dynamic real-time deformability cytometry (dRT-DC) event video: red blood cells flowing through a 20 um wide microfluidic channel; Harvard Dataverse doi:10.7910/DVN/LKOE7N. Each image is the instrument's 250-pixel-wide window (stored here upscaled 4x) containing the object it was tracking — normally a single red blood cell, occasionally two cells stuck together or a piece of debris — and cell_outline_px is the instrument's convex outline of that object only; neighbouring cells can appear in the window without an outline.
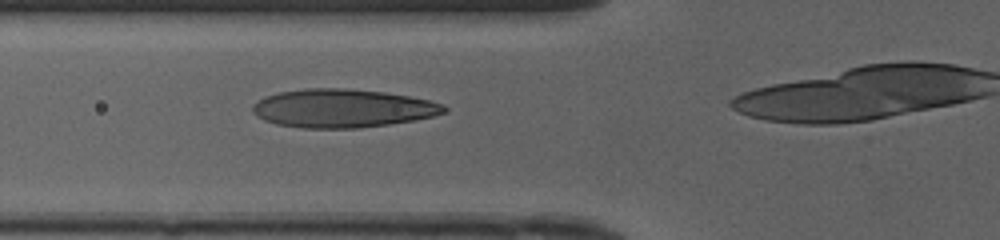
{"species": "human", "species_latin": "Homo sapiens", "temperature_condition": "cold", "stored_images_in_passage": 31, "camera_frame_rate_fps": 3000, "um_per_image_px": 0.085, "donor": {"sex": "female"}, "frame": {"image": 1, "passage_image": 13, "time_ms": 4.0, "image_size_px": [1000, 240], "cell_outline_px": [[448, 108], [444, 112], [436, 116], [416, 120], [360, 128], [300, 128], [276, 124], [264, 120], [256, 116], [252, 112], [252, 108], [264, 96], [280, 92], [308, 88], [340, 88], [384, 92], [408, 96], [428, 100], [444, 104]], "centroid_in_image_um": [29.13, 9.21], "position_along_channel_um": 96.7, "area_um2": 42.83}}
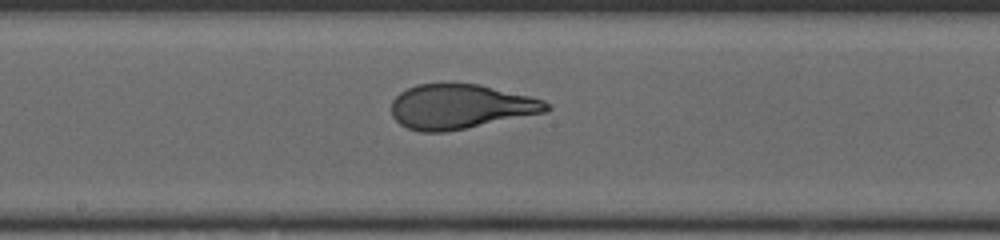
{"frame": {"image": 2, "passage_image": 21, "time_ms": 6.667, "image_size_px": [1000, 240], "cell_outline_px": [[552, 108], [548, 112], [444, 132], [420, 132], [408, 128], [400, 124], [392, 116], [392, 100], [400, 92], [416, 84], [480, 84], [544, 100]], "centroid_in_image_um": [39.14, 9.06], "position_along_channel_um": 209.1, "area_um2": 40.11}}
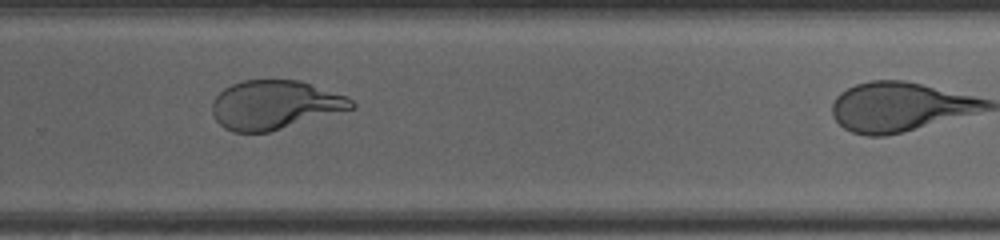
{"frame": {"image": 3, "passage_image": 28, "time_ms": 9.0, "image_size_px": [1000, 240], "cell_outline_px": [[356, 108], [268, 132], [232, 132], [224, 128], [216, 120], [212, 112], [212, 100], [224, 88], [232, 84], [244, 80], [300, 80], [348, 96], [356, 104]], "centroid_in_image_um": [23.37, 8.91], "position_along_channel_um": 306.4, "area_um2": 39.77}}